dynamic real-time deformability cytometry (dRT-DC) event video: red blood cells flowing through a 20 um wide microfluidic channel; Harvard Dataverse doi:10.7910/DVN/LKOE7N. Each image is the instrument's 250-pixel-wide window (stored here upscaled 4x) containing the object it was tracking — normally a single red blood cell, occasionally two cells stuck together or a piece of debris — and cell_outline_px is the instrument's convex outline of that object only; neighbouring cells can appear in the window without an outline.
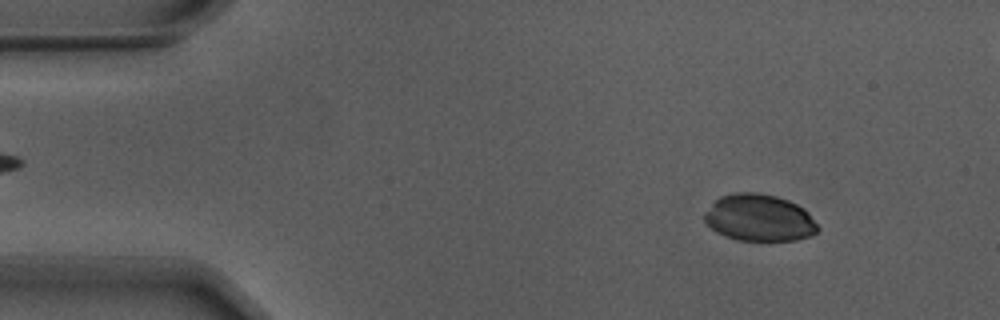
{"species": "Egyptian fruit bat (a non-hibernating species)", "species_latin": "Rousettus aegyptiacus", "temperature_condition": "warm", "stored_images_in_passage": 48, "camera_frame_rate_fps": 3000, "um_per_image_px": 0.085, "animal": {"sex": "male"}, "frame": {"image": 1, "passage_image": 1, "time_ms": 0.0, "image_size_px": [1000, 320], "cell_outline_px": [[820, 228], [812, 236], [796, 240], [736, 240], [724, 236], [716, 232], [704, 220], [704, 212], [720, 196], [736, 192], [756, 192], [776, 196], [788, 200], [804, 208], [808, 212]], "centroid_in_image_um": [64.54, 18.51], "position_along_channel_um": 20.5, "area_um2": 31.04}}
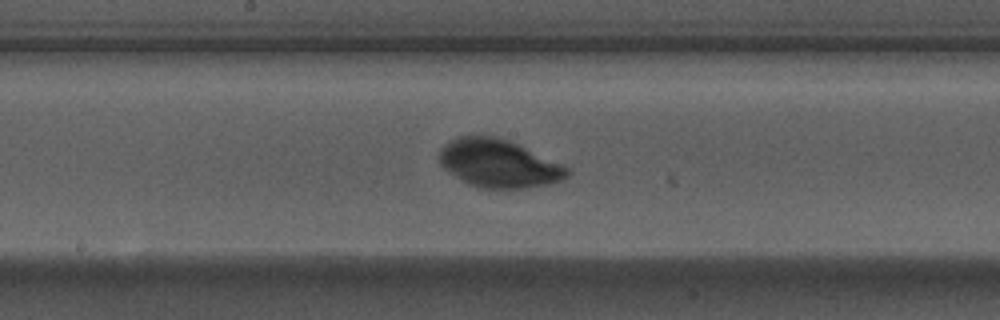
{"frame": {"image": 2, "passage_image": 23, "time_ms": 7.333, "image_size_px": [1000, 320], "cell_outline_px": [[572, 172], [568, 176], [560, 180], [548, 184], [524, 188], [484, 188], [468, 184], [460, 180], [448, 172], [440, 164], [440, 148], [444, 144], [460, 136], [492, 136], [508, 140], [572, 168]], "centroid_in_image_um": [42.4, 13.9], "position_along_channel_um": 205.8, "area_um2": 35.66}}
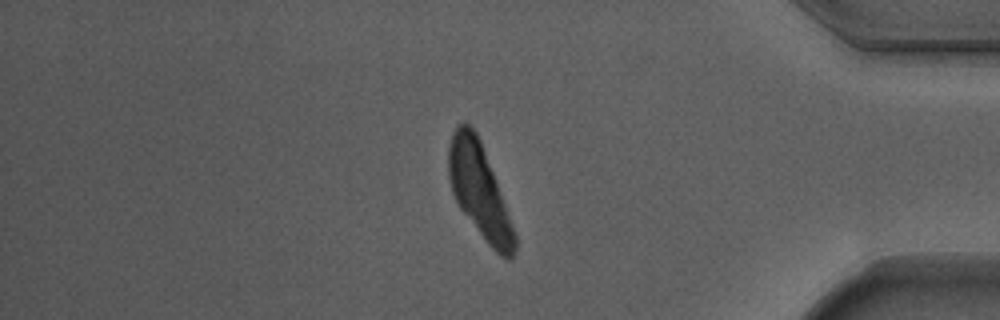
{"frame": {"image": 3, "passage_image": 41, "time_ms": 13.333, "image_size_px": [1000, 320], "cell_outline_px": [[516, 248], [512, 260], [508, 260], [500, 256], [488, 244], [460, 208], [452, 192], [448, 176], [448, 148], [452, 132], [460, 124], [468, 124], [476, 132], [480, 140], [516, 236]], "centroid_in_image_um": [40.73, 16.25], "position_along_channel_um": 394.5, "area_um2": 35.2}}